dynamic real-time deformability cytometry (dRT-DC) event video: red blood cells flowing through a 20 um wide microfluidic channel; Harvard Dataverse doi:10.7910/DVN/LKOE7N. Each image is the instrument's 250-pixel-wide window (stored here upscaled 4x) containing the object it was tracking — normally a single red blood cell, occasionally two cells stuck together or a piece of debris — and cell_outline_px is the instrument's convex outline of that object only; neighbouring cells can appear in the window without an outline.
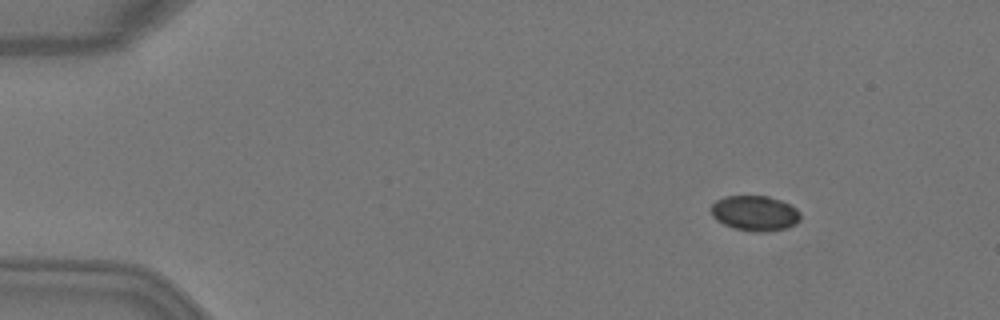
{"species": "Egyptian fruit bat (a non-hibernating species)", "species_latin": "Rousettus aegyptiacus", "temperature_condition": "warm", "stored_images_in_passage": 6, "camera_frame_rate_fps": 3000, "um_per_image_px": 0.085, "animal": {"sex": "female"}, "frame": {"image": 1, "passage_image": 2, "time_ms": 0.333, "image_size_px": [1000, 320], "cell_outline_px": [[800, 220], [796, 224], [788, 228], [764, 232], [752, 232], [736, 228], [724, 224], [716, 220], [712, 216], [708, 208], [716, 200], [724, 196], [768, 196], [780, 200], [796, 208], [800, 212]], "centroid_in_image_um": [64.14, 18.12], "position_along_channel_um": 20.9, "area_um2": 18.55}}
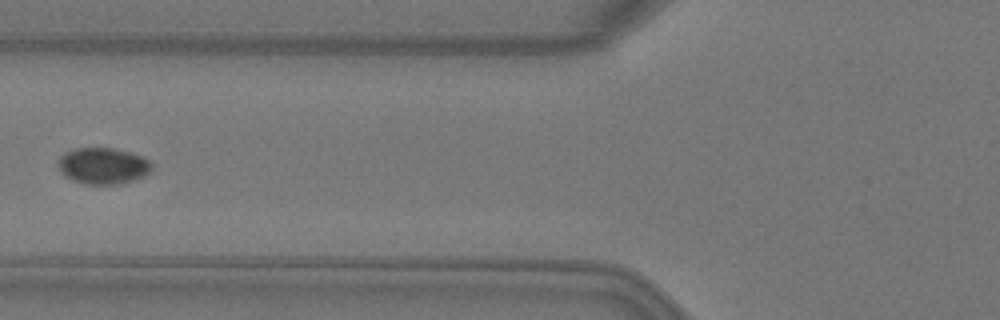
{"frame": {"image": 2, "passage_image": 6, "time_ms": 1.667, "image_size_px": [1000, 320], "cell_outline_px": [[152, 168], [144, 176], [120, 184], [84, 184], [72, 180], [60, 172], [60, 156], [64, 152], [76, 148], [116, 148], [132, 152], [148, 160], [152, 164]], "centroid_in_image_um": [8.76, 14.09], "position_along_channel_um": 117.0, "area_um2": 19.77}}